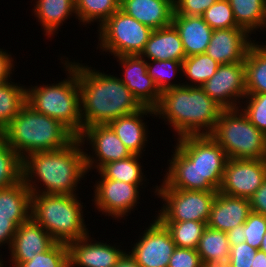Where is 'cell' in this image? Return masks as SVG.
I'll return each instance as SVG.
<instances>
[{
	"mask_svg": "<svg viewBox=\"0 0 266 267\" xmlns=\"http://www.w3.org/2000/svg\"><path fill=\"white\" fill-rule=\"evenodd\" d=\"M163 182L156 188L218 191L228 157L210 136H185L176 140Z\"/></svg>",
	"mask_w": 266,
	"mask_h": 267,
	"instance_id": "cell-1",
	"label": "cell"
},
{
	"mask_svg": "<svg viewBox=\"0 0 266 267\" xmlns=\"http://www.w3.org/2000/svg\"><path fill=\"white\" fill-rule=\"evenodd\" d=\"M67 62L77 71L83 129L109 125L143 108L120 78L79 62Z\"/></svg>",
	"mask_w": 266,
	"mask_h": 267,
	"instance_id": "cell-2",
	"label": "cell"
},
{
	"mask_svg": "<svg viewBox=\"0 0 266 267\" xmlns=\"http://www.w3.org/2000/svg\"><path fill=\"white\" fill-rule=\"evenodd\" d=\"M82 147L76 137L59 150L36 152L23 158L22 180L30 192L75 195L78 184L88 173ZM38 184L43 185V189Z\"/></svg>",
	"mask_w": 266,
	"mask_h": 267,
	"instance_id": "cell-3",
	"label": "cell"
},
{
	"mask_svg": "<svg viewBox=\"0 0 266 267\" xmlns=\"http://www.w3.org/2000/svg\"><path fill=\"white\" fill-rule=\"evenodd\" d=\"M222 110L201 87L184 85L163 91L154 108L155 117L169 123L177 139L211 135Z\"/></svg>",
	"mask_w": 266,
	"mask_h": 267,
	"instance_id": "cell-4",
	"label": "cell"
},
{
	"mask_svg": "<svg viewBox=\"0 0 266 267\" xmlns=\"http://www.w3.org/2000/svg\"><path fill=\"white\" fill-rule=\"evenodd\" d=\"M0 137L22 159L36 152L59 150L76 138L61 122L27 104L0 132Z\"/></svg>",
	"mask_w": 266,
	"mask_h": 267,
	"instance_id": "cell-5",
	"label": "cell"
},
{
	"mask_svg": "<svg viewBox=\"0 0 266 267\" xmlns=\"http://www.w3.org/2000/svg\"><path fill=\"white\" fill-rule=\"evenodd\" d=\"M61 62L67 79L55 84L26 87V104L38 113L61 122L78 137L83 131V121L77 71L66 60Z\"/></svg>",
	"mask_w": 266,
	"mask_h": 267,
	"instance_id": "cell-6",
	"label": "cell"
},
{
	"mask_svg": "<svg viewBox=\"0 0 266 267\" xmlns=\"http://www.w3.org/2000/svg\"><path fill=\"white\" fill-rule=\"evenodd\" d=\"M77 195L32 193L31 218L58 243L68 244L90 234Z\"/></svg>",
	"mask_w": 266,
	"mask_h": 267,
	"instance_id": "cell-7",
	"label": "cell"
},
{
	"mask_svg": "<svg viewBox=\"0 0 266 267\" xmlns=\"http://www.w3.org/2000/svg\"><path fill=\"white\" fill-rule=\"evenodd\" d=\"M228 159H266V135L241 109H223L210 135Z\"/></svg>",
	"mask_w": 266,
	"mask_h": 267,
	"instance_id": "cell-8",
	"label": "cell"
},
{
	"mask_svg": "<svg viewBox=\"0 0 266 267\" xmlns=\"http://www.w3.org/2000/svg\"><path fill=\"white\" fill-rule=\"evenodd\" d=\"M97 31V49L117 57L141 55L153 30L119 8Z\"/></svg>",
	"mask_w": 266,
	"mask_h": 267,
	"instance_id": "cell-9",
	"label": "cell"
},
{
	"mask_svg": "<svg viewBox=\"0 0 266 267\" xmlns=\"http://www.w3.org/2000/svg\"><path fill=\"white\" fill-rule=\"evenodd\" d=\"M217 192L155 188V196L164 202L156 217L161 222L191 220L207 223Z\"/></svg>",
	"mask_w": 266,
	"mask_h": 267,
	"instance_id": "cell-10",
	"label": "cell"
},
{
	"mask_svg": "<svg viewBox=\"0 0 266 267\" xmlns=\"http://www.w3.org/2000/svg\"><path fill=\"white\" fill-rule=\"evenodd\" d=\"M201 88L223 109L239 108L246 96L244 62L219 65L215 74Z\"/></svg>",
	"mask_w": 266,
	"mask_h": 267,
	"instance_id": "cell-11",
	"label": "cell"
},
{
	"mask_svg": "<svg viewBox=\"0 0 266 267\" xmlns=\"http://www.w3.org/2000/svg\"><path fill=\"white\" fill-rule=\"evenodd\" d=\"M96 182L92 201L96 210L102 211V214L105 213L119 221L120 218L131 214V211L135 210L134 207L140 203L139 192L143 184H130L107 178H101Z\"/></svg>",
	"mask_w": 266,
	"mask_h": 267,
	"instance_id": "cell-12",
	"label": "cell"
},
{
	"mask_svg": "<svg viewBox=\"0 0 266 267\" xmlns=\"http://www.w3.org/2000/svg\"><path fill=\"white\" fill-rule=\"evenodd\" d=\"M266 180V159H228L219 192L250 198Z\"/></svg>",
	"mask_w": 266,
	"mask_h": 267,
	"instance_id": "cell-13",
	"label": "cell"
},
{
	"mask_svg": "<svg viewBox=\"0 0 266 267\" xmlns=\"http://www.w3.org/2000/svg\"><path fill=\"white\" fill-rule=\"evenodd\" d=\"M78 138L83 145H85V141L86 145L89 142L88 145L92 149V155L85 151L87 172L93 168L98 171L107 163L122 160L132 155L109 125L88 126L83 129Z\"/></svg>",
	"mask_w": 266,
	"mask_h": 267,
	"instance_id": "cell-14",
	"label": "cell"
},
{
	"mask_svg": "<svg viewBox=\"0 0 266 267\" xmlns=\"http://www.w3.org/2000/svg\"><path fill=\"white\" fill-rule=\"evenodd\" d=\"M145 229L134 243L130 255L140 267H168L176 248L169 230L157 217Z\"/></svg>",
	"mask_w": 266,
	"mask_h": 267,
	"instance_id": "cell-15",
	"label": "cell"
},
{
	"mask_svg": "<svg viewBox=\"0 0 266 267\" xmlns=\"http://www.w3.org/2000/svg\"><path fill=\"white\" fill-rule=\"evenodd\" d=\"M115 58L119 65H122L121 68H124L122 76L119 77L120 80L143 107L154 109L159 103L161 91L147 74V60L141 55H124Z\"/></svg>",
	"mask_w": 266,
	"mask_h": 267,
	"instance_id": "cell-16",
	"label": "cell"
},
{
	"mask_svg": "<svg viewBox=\"0 0 266 267\" xmlns=\"http://www.w3.org/2000/svg\"><path fill=\"white\" fill-rule=\"evenodd\" d=\"M91 240V236L67 244L69 267H113L126 252L120 245Z\"/></svg>",
	"mask_w": 266,
	"mask_h": 267,
	"instance_id": "cell-17",
	"label": "cell"
},
{
	"mask_svg": "<svg viewBox=\"0 0 266 267\" xmlns=\"http://www.w3.org/2000/svg\"><path fill=\"white\" fill-rule=\"evenodd\" d=\"M56 241L32 218L17 227L10 246V265L17 267L23 262L31 261L36 254L49 250Z\"/></svg>",
	"mask_w": 266,
	"mask_h": 267,
	"instance_id": "cell-18",
	"label": "cell"
},
{
	"mask_svg": "<svg viewBox=\"0 0 266 267\" xmlns=\"http://www.w3.org/2000/svg\"><path fill=\"white\" fill-rule=\"evenodd\" d=\"M250 36L244 28L215 29L205 53L220 65L244 62L254 42Z\"/></svg>",
	"mask_w": 266,
	"mask_h": 267,
	"instance_id": "cell-19",
	"label": "cell"
},
{
	"mask_svg": "<svg viewBox=\"0 0 266 267\" xmlns=\"http://www.w3.org/2000/svg\"><path fill=\"white\" fill-rule=\"evenodd\" d=\"M251 212L248 198L233 197L218 191L206 224L209 228L228 232L244 224Z\"/></svg>",
	"mask_w": 266,
	"mask_h": 267,
	"instance_id": "cell-20",
	"label": "cell"
},
{
	"mask_svg": "<svg viewBox=\"0 0 266 267\" xmlns=\"http://www.w3.org/2000/svg\"><path fill=\"white\" fill-rule=\"evenodd\" d=\"M120 9L156 30L172 24L174 0H120Z\"/></svg>",
	"mask_w": 266,
	"mask_h": 267,
	"instance_id": "cell-21",
	"label": "cell"
},
{
	"mask_svg": "<svg viewBox=\"0 0 266 267\" xmlns=\"http://www.w3.org/2000/svg\"><path fill=\"white\" fill-rule=\"evenodd\" d=\"M152 114L155 116L153 108L143 107L138 112L119 117L109 124L131 154L143 155L149 136L147 125L143 119L144 115L148 117Z\"/></svg>",
	"mask_w": 266,
	"mask_h": 267,
	"instance_id": "cell-22",
	"label": "cell"
},
{
	"mask_svg": "<svg viewBox=\"0 0 266 267\" xmlns=\"http://www.w3.org/2000/svg\"><path fill=\"white\" fill-rule=\"evenodd\" d=\"M172 24L179 32L186 57L206 52L213 29L204 21L202 16L173 13Z\"/></svg>",
	"mask_w": 266,
	"mask_h": 267,
	"instance_id": "cell-23",
	"label": "cell"
},
{
	"mask_svg": "<svg viewBox=\"0 0 266 267\" xmlns=\"http://www.w3.org/2000/svg\"><path fill=\"white\" fill-rule=\"evenodd\" d=\"M141 56L147 60L183 62L186 54L178 30L173 24L153 30Z\"/></svg>",
	"mask_w": 266,
	"mask_h": 267,
	"instance_id": "cell-24",
	"label": "cell"
},
{
	"mask_svg": "<svg viewBox=\"0 0 266 267\" xmlns=\"http://www.w3.org/2000/svg\"><path fill=\"white\" fill-rule=\"evenodd\" d=\"M31 196L23 180L0 189V218L10 219L17 226L27 222L31 218Z\"/></svg>",
	"mask_w": 266,
	"mask_h": 267,
	"instance_id": "cell-25",
	"label": "cell"
},
{
	"mask_svg": "<svg viewBox=\"0 0 266 267\" xmlns=\"http://www.w3.org/2000/svg\"><path fill=\"white\" fill-rule=\"evenodd\" d=\"M33 9L35 18L42 24L45 36L49 38L55 33L58 34L59 27L72 14L76 15L75 0H35Z\"/></svg>",
	"mask_w": 266,
	"mask_h": 267,
	"instance_id": "cell-26",
	"label": "cell"
},
{
	"mask_svg": "<svg viewBox=\"0 0 266 267\" xmlns=\"http://www.w3.org/2000/svg\"><path fill=\"white\" fill-rule=\"evenodd\" d=\"M196 250L203 265L226 266L230 253L226 232L207 226L203 231Z\"/></svg>",
	"mask_w": 266,
	"mask_h": 267,
	"instance_id": "cell-27",
	"label": "cell"
},
{
	"mask_svg": "<svg viewBox=\"0 0 266 267\" xmlns=\"http://www.w3.org/2000/svg\"><path fill=\"white\" fill-rule=\"evenodd\" d=\"M255 41L248 48L244 61L246 94L266 93V45Z\"/></svg>",
	"mask_w": 266,
	"mask_h": 267,
	"instance_id": "cell-28",
	"label": "cell"
},
{
	"mask_svg": "<svg viewBox=\"0 0 266 267\" xmlns=\"http://www.w3.org/2000/svg\"><path fill=\"white\" fill-rule=\"evenodd\" d=\"M237 25L250 35L266 28V0H228ZM266 31V29H265Z\"/></svg>",
	"mask_w": 266,
	"mask_h": 267,
	"instance_id": "cell-29",
	"label": "cell"
},
{
	"mask_svg": "<svg viewBox=\"0 0 266 267\" xmlns=\"http://www.w3.org/2000/svg\"><path fill=\"white\" fill-rule=\"evenodd\" d=\"M142 156L132 154L131 156L107 163L97 172L100 178L118 180L130 184H143L147 179L144 175L143 166L139 163ZM144 180V182H143Z\"/></svg>",
	"mask_w": 266,
	"mask_h": 267,
	"instance_id": "cell-30",
	"label": "cell"
},
{
	"mask_svg": "<svg viewBox=\"0 0 266 267\" xmlns=\"http://www.w3.org/2000/svg\"><path fill=\"white\" fill-rule=\"evenodd\" d=\"M20 85L12 81L0 83V132L26 104V87Z\"/></svg>",
	"mask_w": 266,
	"mask_h": 267,
	"instance_id": "cell-31",
	"label": "cell"
},
{
	"mask_svg": "<svg viewBox=\"0 0 266 267\" xmlns=\"http://www.w3.org/2000/svg\"><path fill=\"white\" fill-rule=\"evenodd\" d=\"M120 8V0H75V18L83 25L97 23L100 27Z\"/></svg>",
	"mask_w": 266,
	"mask_h": 267,
	"instance_id": "cell-32",
	"label": "cell"
},
{
	"mask_svg": "<svg viewBox=\"0 0 266 267\" xmlns=\"http://www.w3.org/2000/svg\"><path fill=\"white\" fill-rule=\"evenodd\" d=\"M212 57L206 53L186 57L182 62V76H186L189 82L183 83L184 86L201 87L210 79L219 67ZM189 83V84H188Z\"/></svg>",
	"mask_w": 266,
	"mask_h": 267,
	"instance_id": "cell-33",
	"label": "cell"
},
{
	"mask_svg": "<svg viewBox=\"0 0 266 267\" xmlns=\"http://www.w3.org/2000/svg\"><path fill=\"white\" fill-rule=\"evenodd\" d=\"M23 159L0 137V189L22 181Z\"/></svg>",
	"mask_w": 266,
	"mask_h": 267,
	"instance_id": "cell-34",
	"label": "cell"
},
{
	"mask_svg": "<svg viewBox=\"0 0 266 267\" xmlns=\"http://www.w3.org/2000/svg\"><path fill=\"white\" fill-rule=\"evenodd\" d=\"M162 223L169 230L176 247L179 248L196 249L203 231L207 227L205 222L191 220Z\"/></svg>",
	"mask_w": 266,
	"mask_h": 267,
	"instance_id": "cell-35",
	"label": "cell"
},
{
	"mask_svg": "<svg viewBox=\"0 0 266 267\" xmlns=\"http://www.w3.org/2000/svg\"><path fill=\"white\" fill-rule=\"evenodd\" d=\"M181 72L182 62L180 61L147 60V74L154 80L161 93L165 90L183 85V83L176 84V82H172V79L176 77V74L180 73L182 75Z\"/></svg>",
	"mask_w": 266,
	"mask_h": 267,
	"instance_id": "cell-36",
	"label": "cell"
},
{
	"mask_svg": "<svg viewBox=\"0 0 266 267\" xmlns=\"http://www.w3.org/2000/svg\"><path fill=\"white\" fill-rule=\"evenodd\" d=\"M17 267H69L67 244L56 242L49 250L36 254L31 261Z\"/></svg>",
	"mask_w": 266,
	"mask_h": 267,
	"instance_id": "cell-37",
	"label": "cell"
},
{
	"mask_svg": "<svg viewBox=\"0 0 266 267\" xmlns=\"http://www.w3.org/2000/svg\"><path fill=\"white\" fill-rule=\"evenodd\" d=\"M204 21L213 29L241 28L237 25L228 0H218L202 15Z\"/></svg>",
	"mask_w": 266,
	"mask_h": 267,
	"instance_id": "cell-38",
	"label": "cell"
},
{
	"mask_svg": "<svg viewBox=\"0 0 266 267\" xmlns=\"http://www.w3.org/2000/svg\"><path fill=\"white\" fill-rule=\"evenodd\" d=\"M240 109L260 131L266 135V93L246 94ZM242 106V107H241Z\"/></svg>",
	"mask_w": 266,
	"mask_h": 267,
	"instance_id": "cell-39",
	"label": "cell"
},
{
	"mask_svg": "<svg viewBox=\"0 0 266 267\" xmlns=\"http://www.w3.org/2000/svg\"><path fill=\"white\" fill-rule=\"evenodd\" d=\"M245 242L258 250L266 234V216L251 212L244 223Z\"/></svg>",
	"mask_w": 266,
	"mask_h": 267,
	"instance_id": "cell-40",
	"label": "cell"
},
{
	"mask_svg": "<svg viewBox=\"0 0 266 267\" xmlns=\"http://www.w3.org/2000/svg\"><path fill=\"white\" fill-rule=\"evenodd\" d=\"M256 249L246 242L230 247L229 261L226 267H251L253 266Z\"/></svg>",
	"mask_w": 266,
	"mask_h": 267,
	"instance_id": "cell-41",
	"label": "cell"
},
{
	"mask_svg": "<svg viewBox=\"0 0 266 267\" xmlns=\"http://www.w3.org/2000/svg\"><path fill=\"white\" fill-rule=\"evenodd\" d=\"M168 267H203V263L196 249L176 247Z\"/></svg>",
	"mask_w": 266,
	"mask_h": 267,
	"instance_id": "cell-42",
	"label": "cell"
},
{
	"mask_svg": "<svg viewBox=\"0 0 266 267\" xmlns=\"http://www.w3.org/2000/svg\"><path fill=\"white\" fill-rule=\"evenodd\" d=\"M218 0H174L177 15L202 16Z\"/></svg>",
	"mask_w": 266,
	"mask_h": 267,
	"instance_id": "cell-43",
	"label": "cell"
},
{
	"mask_svg": "<svg viewBox=\"0 0 266 267\" xmlns=\"http://www.w3.org/2000/svg\"><path fill=\"white\" fill-rule=\"evenodd\" d=\"M251 211L266 216V180L249 198Z\"/></svg>",
	"mask_w": 266,
	"mask_h": 267,
	"instance_id": "cell-44",
	"label": "cell"
},
{
	"mask_svg": "<svg viewBox=\"0 0 266 267\" xmlns=\"http://www.w3.org/2000/svg\"><path fill=\"white\" fill-rule=\"evenodd\" d=\"M12 55L4 49L0 48V83L9 82L12 77V71H14Z\"/></svg>",
	"mask_w": 266,
	"mask_h": 267,
	"instance_id": "cell-45",
	"label": "cell"
},
{
	"mask_svg": "<svg viewBox=\"0 0 266 267\" xmlns=\"http://www.w3.org/2000/svg\"><path fill=\"white\" fill-rule=\"evenodd\" d=\"M17 227L18 226L12 220L0 218V246L7 243L10 249Z\"/></svg>",
	"mask_w": 266,
	"mask_h": 267,
	"instance_id": "cell-46",
	"label": "cell"
},
{
	"mask_svg": "<svg viewBox=\"0 0 266 267\" xmlns=\"http://www.w3.org/2000/svg\"><path fill=\"white\" fill-rule=\"evenodd\" d=\"M229 246H237L240 243L245 242L244 224H240L237 227L226 232Z\"/></svg>",
	"mask_w": 266,
	"mask_h": 267,
	"instance_id": "cell-47",
	"label": "cell"
},
{
	"mask_svg": "<svg viewBox=\"0 0 266 267\" xmlns=\"http://www.w3.org/2000/svg\"><path fill=\"white\" fill-rule=\"evenodd\" d=\"M113 267H140V265L129 252H125Z\"/></svg>",
	"mask_w": 266,
	"mask_h": 267,
	"instance_id": "cell-48",
	"label": "cell"
},
{
	"mask_svg": "<svg viewBox=\"0 0 266 267\" xmlns=\"http://www.w3.org/2000/svg\"><path fill=\"white\" fill-rule=\"evenodd\" d=\"M251 267H266V253L258 249Z\"/></svg>",
	"mask_w": 266,
	"mask_h": 267,
	"instance_id": "cell-49",
	"label": "cell"
},
{
	"mask_svg": "<svg viewBox=\"0 0 266 267\" xmlns=\"http://www.w3.org/2000/svg\"><path fill=\"white\" fill-rule=\"evenodd\" d=\"M259 250L266 253V234L264 235Z\"/></svg>",
	"mask_w": 266,
	"mask_h": 267,
	"instance_id": "cell-50",
	"label": "cell"
},
{
	"mask_svg": "<svg viewBox=\"0 0 266 267\" xmlns=\"http://www.w3.org/2000/svg\"><path fill=\"white\" fill-rule=\"evenodd\" d=\"M203 267H226V266H217V265H203Z\"/></svg>",
	"mask_w": 266,
	"mask_h": 267,
	"instance_id": "cell-51",
	"label": "cell"
},
{
	"mask_svg": "<svg viewBox=\"0 0 266 267\" xmlns=\"http://www.w3.org/2000/svg\"><path fill=\"white\" fill-rule=\"evenodd\" d=\"M1 256H2V255H0V258H1ZM2 260H3V259L1 258V259H0V267H3V266H4V264H3V261H2Z\"/></svg>",
	"mask_w": 266,
	"mask_h": 267,
	"instance_id": "cell-52",
	"label": "cell"
}]
</instances>
